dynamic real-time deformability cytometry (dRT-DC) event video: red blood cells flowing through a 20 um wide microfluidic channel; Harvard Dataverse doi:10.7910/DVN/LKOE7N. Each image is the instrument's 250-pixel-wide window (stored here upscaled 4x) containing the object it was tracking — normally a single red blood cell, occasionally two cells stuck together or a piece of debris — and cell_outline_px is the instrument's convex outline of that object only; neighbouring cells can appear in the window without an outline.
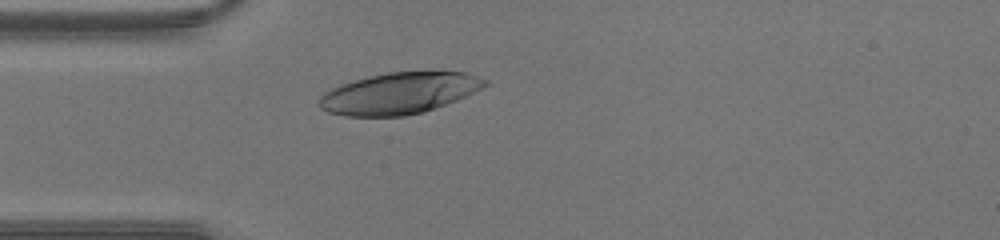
{"species": "human", "species_latin": "Homo sapiens", "temperature_condition": "warm", "stored_images_in_passage": 28, "camera_frame_rate_fps": 3000, "um_per_image_px": 0.085, "donor": {"sex": "male"}, "frame": {"image": 1, "passage_image": 1, "time_ms": 0.0, "image_size_px": [1000, 240], "cell_outline_px": [[488, 84], [456, 100], [424, 112], [404, 116], [344, 116], [328, 112], [320, 108], [320, 96], [324, 92], [340, 84], [368, 76], [388, 72], [468, 72], [488, 80]], "centroid_in_image_um": [33.91, 7.93], "position_along_channel_um": 51.1, "area_um2": 39.71}}
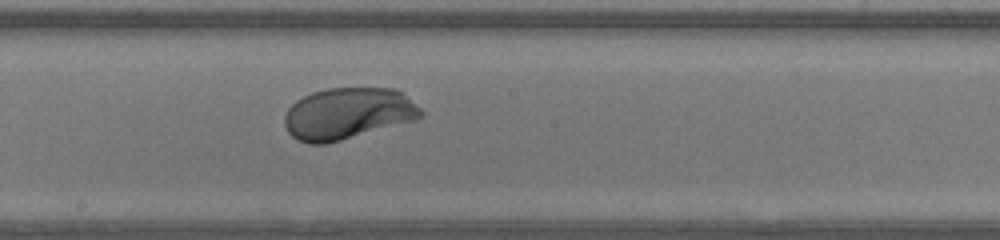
{"frame": {"image": 2, "passage_image": 12, "time_ms": 3.667, "image_size_px": [1000, 240], "cell_outline_px": [[424, 112], [416, 120], [340, 140], [324, 144], [308, 144], [292, 136], [288, 132], [284, 124], [284, 116], [288, 108], [296, 100], [312, 92], [328, 88], [396, 88], [404, 92]], "centroid_in_image_um": [29.57, 9.64], "position_along_channel_um": 218.6, "area_um2": 40.98}}
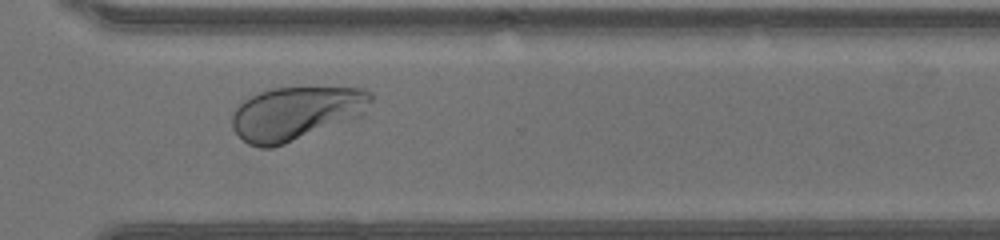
{"frame": {"image": 3, "passage_image": 20, "time_ms": 6.333, "image_size_px": [1000, 240], "cell_outline_px": [[372, 100], [364, 116], [284, 144], [272, 148], [260, 148], [248, 144], [232, 128], [232, 116], [236, 108], [244, 100], [260, 92], [272, 88], [364, 88], [372, 92]], "centroid_in_image_um": [25.2, 9.64], "position_along_channel_um": 345.4, "area_um2": 43.41}}